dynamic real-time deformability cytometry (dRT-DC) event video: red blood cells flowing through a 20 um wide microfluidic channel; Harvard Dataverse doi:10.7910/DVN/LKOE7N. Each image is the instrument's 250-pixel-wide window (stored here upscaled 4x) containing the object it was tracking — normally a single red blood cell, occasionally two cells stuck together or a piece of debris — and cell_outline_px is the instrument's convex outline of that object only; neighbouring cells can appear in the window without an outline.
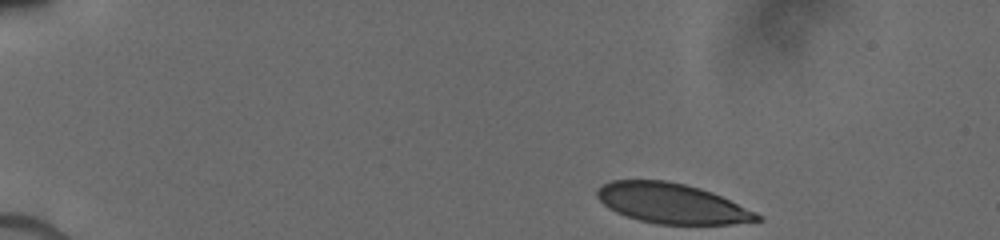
{"species": "human", "species_latin": "Homo sapiens", "temperature_condition": "cold", "stored_images_in_passage": 35, "camera_frame_rate_fps": 3000, "um_per_image_px": 0.085, "donor": {"sex": "male"}, "frame": {"image": 1, "passage_image": 1, "time_ms": 0.0, "image_size_px": [1000, 240], "cell_outline_px": [[764, 220], [732, 224], [656, 224], [624, 216], [608, 208], [596, 196], [596, 188], [612, 180], [664, 180], [684, 184], [700, 188], [712, 192], [756, 212], [764, 216]], "centroid_in_image_um": [57.11, 17.29], "position_along_channel_um": 27.9, "area_um2": 37.45}}
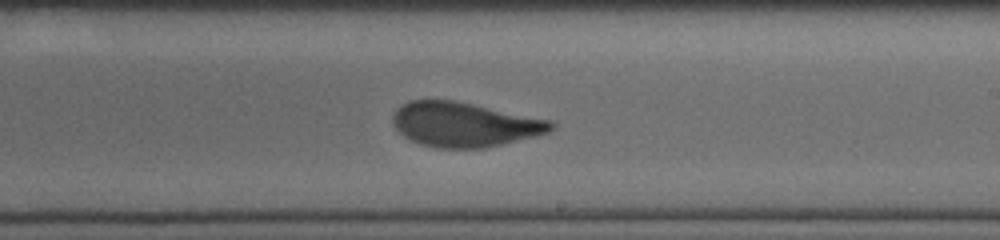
{"frame": {"image": 2, "passage_image": 20, "time_ms": 8.0, "image_size_px": [1000, 240], "cell_outline_px": [[556, 128], [548, 132], [536, 136], [484, 148], [440, 148], [420, 144], [404, 136], [392, 124], [392, 116], [396, 108], [400, 104], [408, 100], [456, 100], [552, 120], [556, 124]], "centroid_in_image_um": [39.48, 10.56], "position_along_channel_um": 249.5, "area_um2": 41.38}}
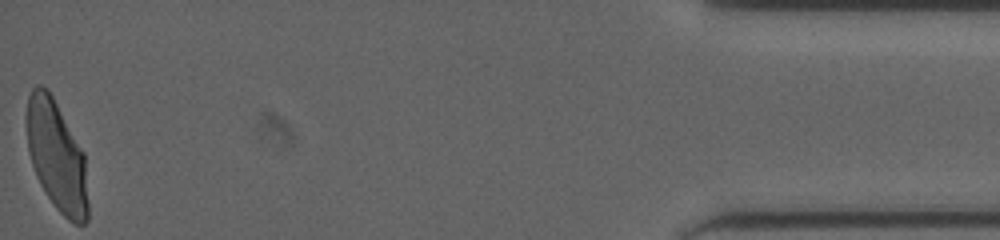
{"frame": {"image": 3, "passage_image": 35, "time_ms": 14.333, "image_size_px": [1000, 240], "cell_outline_px": [[88, 220], [84, 224], [76, 224], [68, 220], [56, 208], [40, 184], [36, 176], [28, 152], [24, 120], [24, 116], [28, 96], [32, 88], [36, 84], [40, 84], [48, 88], [84, 152], [88, 204]], "centroid_in_image_um": [4.78, 13.21], "position_along_channel_um": 430.4, "area_um2": 40.06}}